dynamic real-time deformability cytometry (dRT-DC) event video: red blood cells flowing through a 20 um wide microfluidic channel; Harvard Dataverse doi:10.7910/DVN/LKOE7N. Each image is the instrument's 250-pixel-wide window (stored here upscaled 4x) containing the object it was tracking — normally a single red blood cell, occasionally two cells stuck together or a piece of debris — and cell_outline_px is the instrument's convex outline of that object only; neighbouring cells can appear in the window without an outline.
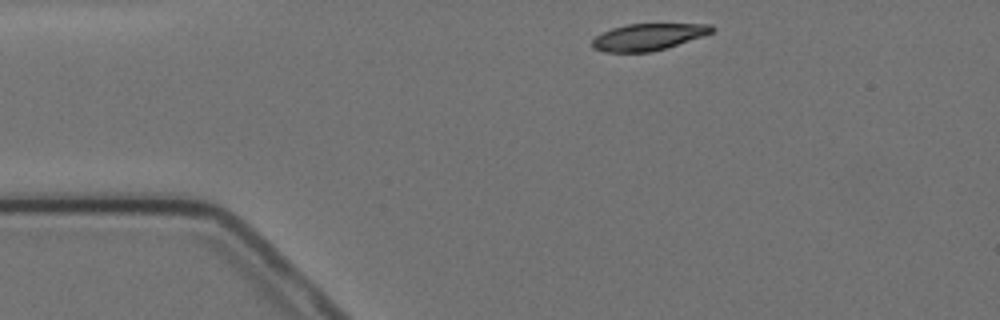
{"species": "Egyptian fruit bat (a non-hibernating species)", "species_latin": "Rousettus aegyptiacus", "temperature_condition": "cold", "stored_images_in_passage": 5, "camera_frame_rate_fps": 3000, "um_per_image_px": 0.085, "animal": {"sex": "female"}, "frame": {"image": 1, "passage_image": 1, "time_ms": 0.0, "image_size_px": [1000, 320], "cell_outline_px": [[716, 28], [712, 32], [704, 36], [652, 52], [604, 52], [592, 48], [592, 40], [596, 36], [612, 28], [628, 24], [712, 24]], "centroid_in_image_um": [55.11, 3.14], "position_along_channel_um": 29.9, "area_um2": 18.61}}
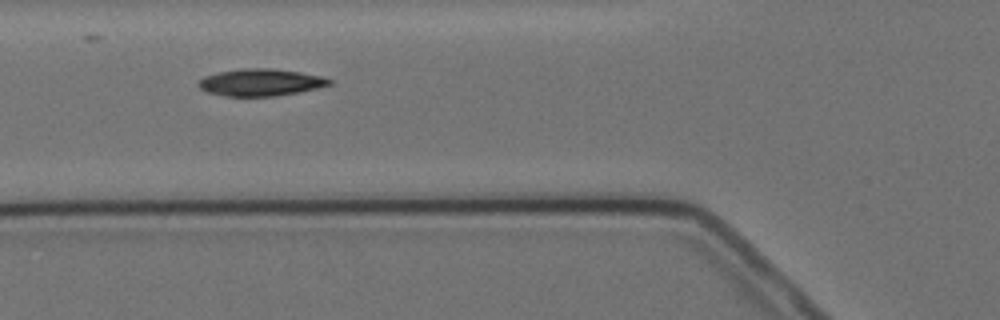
{"frame": {"image": 2, "passage_image": 4, "time_ms": 3.333, "image_size_px": [1000, 320], "cell_outline_px": [[332, 84], [300, 92], [276, 96], [224, 96], [208, 92], [200, 88], [196, 84], [204, 76], [220, 72], [244, 68], [272, 68], [300, 72], [324, 76], [332, 80]], "centroid_in_image_um": [22.18, 7.0], "position_along_channel_um": 103.6, "area_um2": 20.69}}
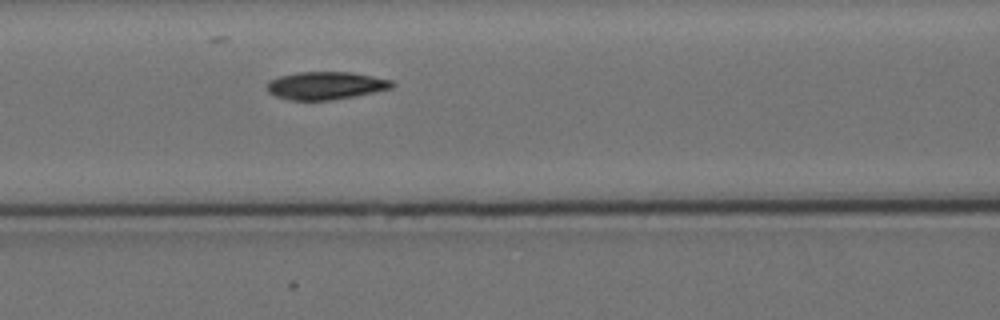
{"frame": {"image": 3, "passage_image": 5, "time_ms": 4.333, "image_size_px": [1000, 320], "cell_outline_px": [[396, 84], [392, 88], [356, 96], [332, 100], [288, 100], [276, 96], [268, 92], [268, 80], [280, 76], [296, 72], [352, 72], [392, 80]], "centroid_in_image_um": [27.7, 7.27], "position_along_channel_um": 138.9, "area_um2": 20.35}}